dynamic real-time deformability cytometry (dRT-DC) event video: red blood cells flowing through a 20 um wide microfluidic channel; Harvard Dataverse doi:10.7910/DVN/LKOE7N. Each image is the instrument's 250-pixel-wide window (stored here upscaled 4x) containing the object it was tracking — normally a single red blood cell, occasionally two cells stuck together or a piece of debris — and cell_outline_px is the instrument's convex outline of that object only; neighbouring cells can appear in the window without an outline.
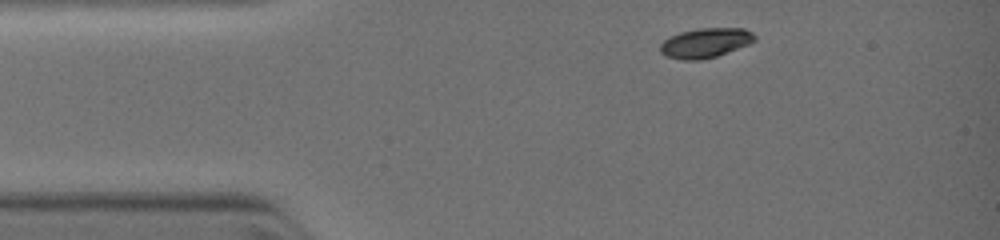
{"species": "common noctule bat (a hibernating species)", "species_latin": "Nyctalus noctula", "temperature_condition": "warm", "stored_images_in_passage": 3, "camera_frame_rate_fps": 3000, "um_per_image_px": 0.085, "animal": {"sex": "female", "body_mass_g": 19.0, "forearm_length_mm": 51.5}, "frame": {"image": 1, "passage_image": 1, "time_ms": 0.0, "image_size_px": [1000, 240], "cell_outline_px": [[756, 40], [748, 44], [716, 56], [700, 60], [684, 60], [668, 56], [660, 52], [660, 44], [668, 36], [680, 32], [700, 28], [744, 28], [752, 32], [756, 36]], "centroid_in_image_um": [59.95, 3.63], "position_along_channel_um": 25.0, "area_um2": 16.24}}